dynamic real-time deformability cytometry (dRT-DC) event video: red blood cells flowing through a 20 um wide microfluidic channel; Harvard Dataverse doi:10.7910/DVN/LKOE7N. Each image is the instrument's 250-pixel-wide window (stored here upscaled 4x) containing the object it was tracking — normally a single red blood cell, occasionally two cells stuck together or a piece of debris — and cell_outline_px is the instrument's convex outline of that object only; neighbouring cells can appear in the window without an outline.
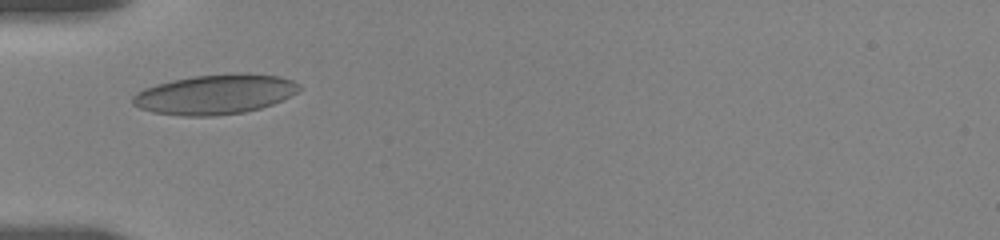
{"species": "human", "species_latin": "Homo sapiens", "temperature_condition": "room temperature", "stored_images_in_passage": 2, "camera_frame_rate_fps": 3000, "um_per_image_px": 0.085, "donor": {"sex": "female"}, "frame": {"image": 1, "passage_image": 1, "time_ms": 0.0, "image_size_px": [1000, 240], "cell_outline_px": [[300, 88], [296, 92], [272, 104], [260, 108], [244, 112], [216, 116], [184, 116], [152, 112], [140, 108], [132, 104], [132, 96], [136, 92], [144, 88], [156, 84], [172, 80], [192, 76], [240, 72], [248, 72], [280, 76], [292, 80], [300, 84]], "centroid_in_image_um": [18.26, 8.0], "position_along_channel_um": 66.7, "area_um2": 38.84}}